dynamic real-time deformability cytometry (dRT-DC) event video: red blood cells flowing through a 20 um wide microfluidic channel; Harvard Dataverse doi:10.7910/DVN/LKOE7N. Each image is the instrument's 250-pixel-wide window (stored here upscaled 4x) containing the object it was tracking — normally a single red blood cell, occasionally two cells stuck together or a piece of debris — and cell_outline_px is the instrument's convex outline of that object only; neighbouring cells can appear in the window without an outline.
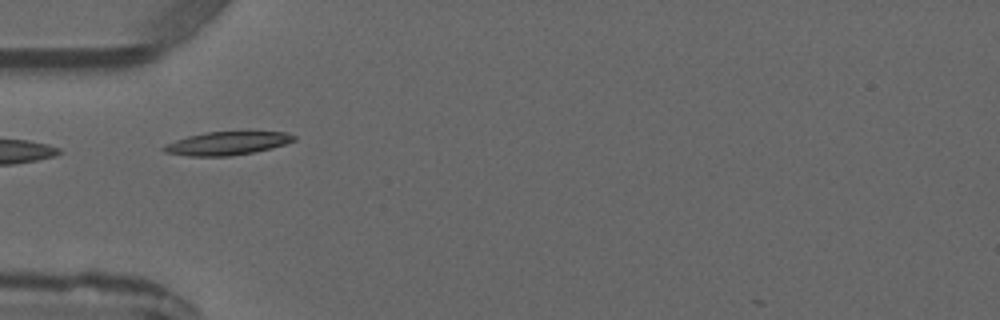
{"species": "common noctule bat (a hibernating species)", "species_latin": "Nyctalus noctula", "temperature_condition": "warm", "stored_images_in_passage": 5, "camera_frame_rate_fps": 3000, "um_per_image_px": 0.085, "animal": {"sex": "male", "forearm_length_mm": 52.5}, "frame": {"image": 1, "passage_image": 5, "time_ms": 4.333, "image_size_px": [1000, 320], "cell_outline_px": [[296, 140], [272, 148], [252, 152], [228, 156], [188, 156], [164, 152], [160, 148], [176, 140], [188, 136], [204, 132], [284, 132], [296, 136]], "centroid_in_image_um": [19.29, 12.18], "position_along_channel_um": 65.7, "area_um2": 17.46}}